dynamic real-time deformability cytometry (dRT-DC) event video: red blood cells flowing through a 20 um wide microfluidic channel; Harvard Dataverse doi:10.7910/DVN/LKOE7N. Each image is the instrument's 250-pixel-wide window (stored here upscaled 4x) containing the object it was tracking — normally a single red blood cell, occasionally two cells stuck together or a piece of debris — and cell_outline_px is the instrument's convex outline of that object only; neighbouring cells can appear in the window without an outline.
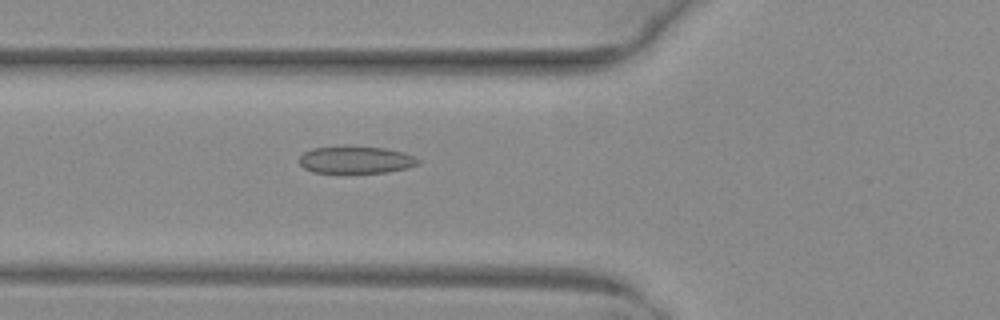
{"species": "common noctule bat (a hibernating species)", "species_latin": "Nyctalus noctula", "temperature_condition": "warm", "stored_images_in_passage": 33, "camera_frame_rate_fps": 3000, "um_per_image_px": 0.085, "animal": {"sex": "female", "body_mass_g": 29.2, "forearm_length_mm": 56.3}, "frame": {"image": 1, "passage_image": 5, "time_ms": 1.333, "image_size_px": [1000, 320], "cell_outline_px": [[420, 164], [408, 168], [388, 172], [312, 172], [304, 168], [300, 164], [300, 156], [304, 152], [312, 148], [384, 148], [404, 152], [416, 156], [420, 160]], "centroid_in_image_um": [30.31, 13.61], "position_along_channel_um": 95.5, "area_um2": 18.32}}
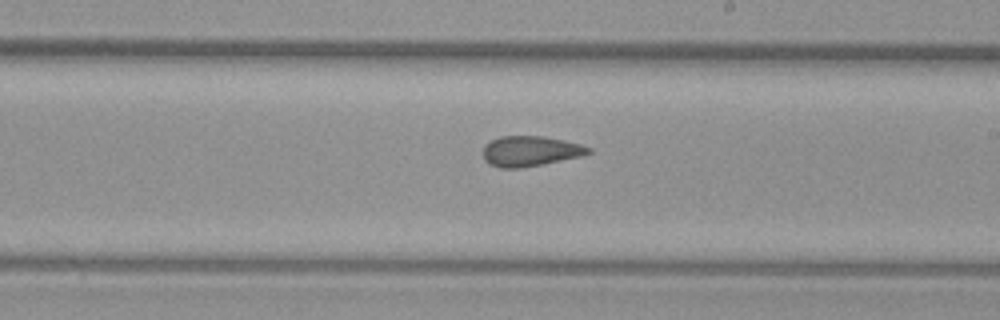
{"frame": {"image": 2, "passage_image": 16, "time_ms": 5.0, "image_size_px": [1000, 320], "cell_outline_px": [[592, 152], [584, 156], [520, 168], [500, 168], [488, 164], [484, 160], [484, 144], [500, 136], [544, 136], [564, 140], [580, 144], [592, 148]], "centroid_in_image_um": [45.09, 12.85], "position_along_channel_um": 243.9, "area_um2": 18.73}}
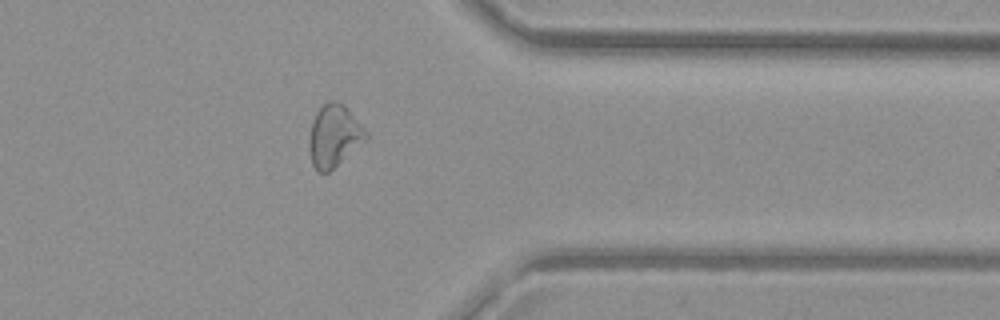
{"frame": {"image": 3, "passage_image": 27, "time_ms": 8.667, "image_size_px": [1000, 320], "cell_outline_px": [[368, 140], [328, 172], [320, 172], [312, 164], [308, 148], [308, 140], [312, 124], [316, 112], [328, 100], [336, 100], [344, 104], [348, 108], [368, 132]], "centroid_in_image_um": [28.42, 11.53], "position_along_channel_um": 383.0, "area_um2": 20.75}, "authors_computed_cell_mechanics": {"area_um2": 19.074, "velocity_mm_per_s": 4.036, "shape_relaxation_time_tau1_ms": null, "shape_relaxation_time_tau2_ms": 2.0682, "deformation_change_tau1": null, "deformation_change_tau2": 0.0825}}